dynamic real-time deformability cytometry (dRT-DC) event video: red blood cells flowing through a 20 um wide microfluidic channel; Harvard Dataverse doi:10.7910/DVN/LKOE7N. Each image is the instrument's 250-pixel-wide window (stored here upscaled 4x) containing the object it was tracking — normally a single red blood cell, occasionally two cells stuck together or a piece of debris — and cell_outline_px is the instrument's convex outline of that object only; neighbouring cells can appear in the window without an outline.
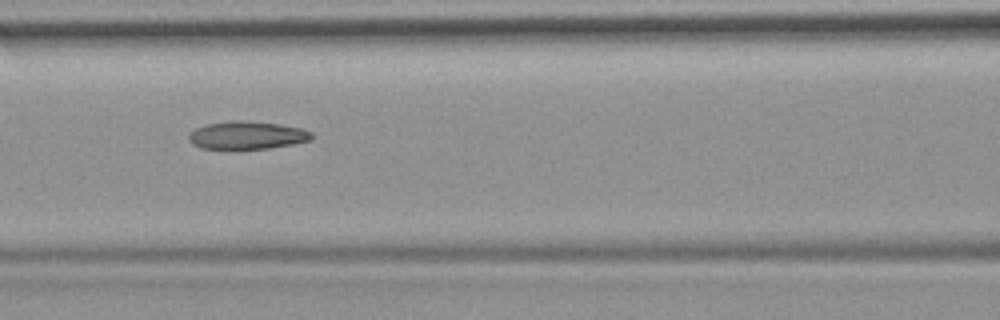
{"species": "common noctule bat (a hibernating species)", "species_latin": "Nyctalus noctula", "temperature_condition": "room temperature", "stored_images_in_passage": 53, "camera_frame_rate_fps": 3000, "um_per_image_px": 0.085, "animal": {"sex": "female", "body_mass_g": 19.9}, "frame": {"image": 1, "passage_image": 23, "time_ms": 7.333, "image_size_px": [1000, 320], "cell_outline_px": [[312, 140], [292, 144], [268, 148], [236, 152], [200, 148], [192, 144], [188, 140], [188, 136], [196, 128], [204, 124], [232, 120], [240, 120], [280, 124], [300, 128], [312, 132]], "centroid_in_image_um": [20.93, 11.54], "position_along_channel_um": 145.7, "area_um2": 20.81}, "authors_computed_cell_mechanics": {"area_um2": 20.808, "velocity_mm_per_s": 3.8106, "shape_relaxation_time_tau1_ms": null, "shape_relaxation_time_tau2_ms": 4.1481, "deformation_change_tau1": null, "deformation_change_tau2": 0.1084}}